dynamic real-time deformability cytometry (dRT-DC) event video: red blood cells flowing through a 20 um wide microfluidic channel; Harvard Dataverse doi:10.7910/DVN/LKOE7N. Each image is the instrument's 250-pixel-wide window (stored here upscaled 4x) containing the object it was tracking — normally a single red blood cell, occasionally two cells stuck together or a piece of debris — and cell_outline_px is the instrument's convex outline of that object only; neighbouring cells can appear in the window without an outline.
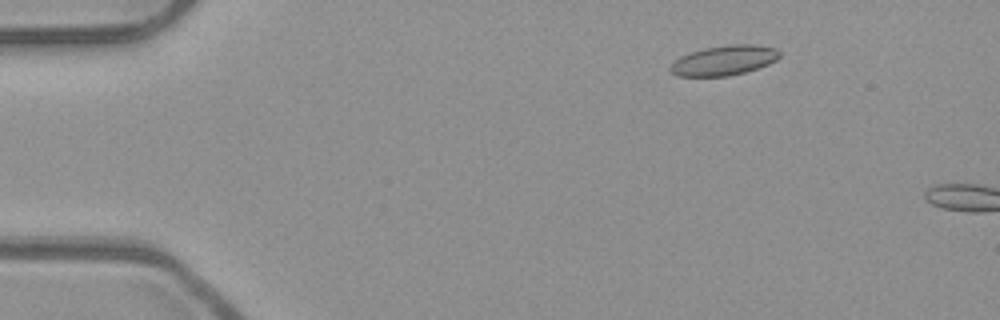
{"species": "common noctule bat (a hibernating species)", "species_latin": "Nyctalus noctula", "temperature_condition": "room temperature", "stored_images_in_passage": 3, "camera_frame_rate_fps": 3000, "um_per_image_px": 0.085, "animal": {"sex": "male", "body_mass_g": 23.1, "forearm_length_mm": 52.7}, "frame": {"image": 1, "passage_image": 1, "time_ms": 0.0, "image_size_px": [1000, 320], "cell_outline_px": [[780, 56], [776, 60], [768, 64], [744, 72], [728, 76], [676, 76], [668, 68], [680, 56], [704, 48], [728, 44], [748, 44], [776, 48], [780, 52]], "centroid_in_image_um": [61.53, 5.13], "position_along_channel_um": 23.5, "area_um2": 18.84}}